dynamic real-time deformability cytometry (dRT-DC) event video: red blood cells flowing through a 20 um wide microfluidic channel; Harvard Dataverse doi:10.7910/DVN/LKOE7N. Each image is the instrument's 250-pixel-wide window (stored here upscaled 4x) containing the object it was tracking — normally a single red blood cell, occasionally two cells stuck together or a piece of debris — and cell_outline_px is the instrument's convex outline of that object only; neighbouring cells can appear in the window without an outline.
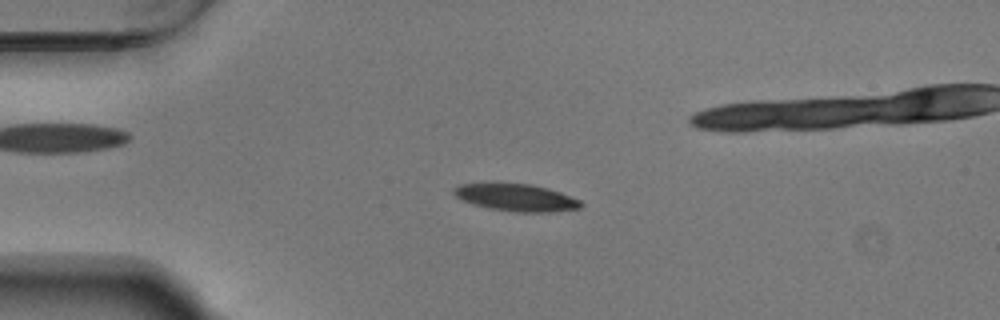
{"species": "Egyptian fruit bat (a non-hibernating species)", "species_latin": "Rousettus aegyptiacus", "temperature_condition": "warm", "stored_images_in_passage": 55, "camera_frame_rate_fps": 3000, "um_per_image_px": 0.085, "animal": {"sex": "male"}, "frame": {"image": 1, "passage_image": 13, "time_ms": 4.0, "image_size_px": [1000, 320], "cell_outline_px": [[584, 204], [580, 208], [548, 212], [516, 212], [492, 208], [476, 204], [464, 200], [456, 196], [452, 192], [452, 188], [460, 184], [484, 180], [492, 180], [532, 184], [548, 188], [560, 192], [580, 200]], "centroid_in_image_um": [43.81, 16.72], "position_along_channel_um": 41.2, "area_um2": 20.87}}
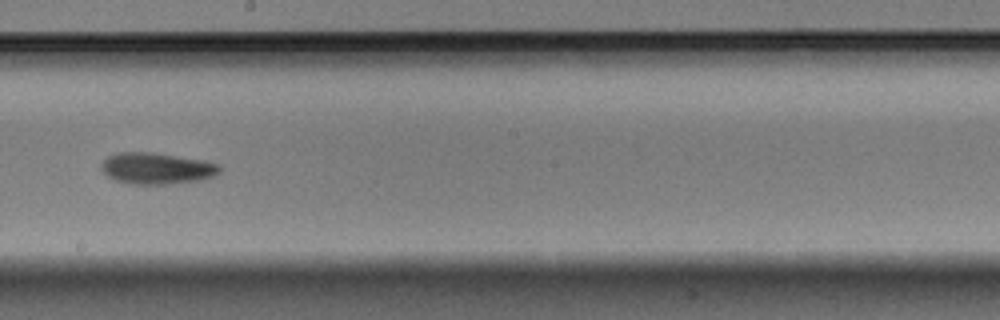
{"frame": {"image": 2, "passage_image": 31, "time_ms": 10.0, "image_size_px": [1000, 320], "cell_outline_px": [[220, 172], [216, 176], [204, 180], [168, 184], [132, 184], [116, 180], [108, 176], [100, 168], [100, 164], [108, 156], [120, 152], [152, 152], [204, 160], [216, 164], [220, 168]], "centroid_in_image_um": [13.34, 14.31], "position_along_channel_um": 234.9, "area_um2": 21.73}}
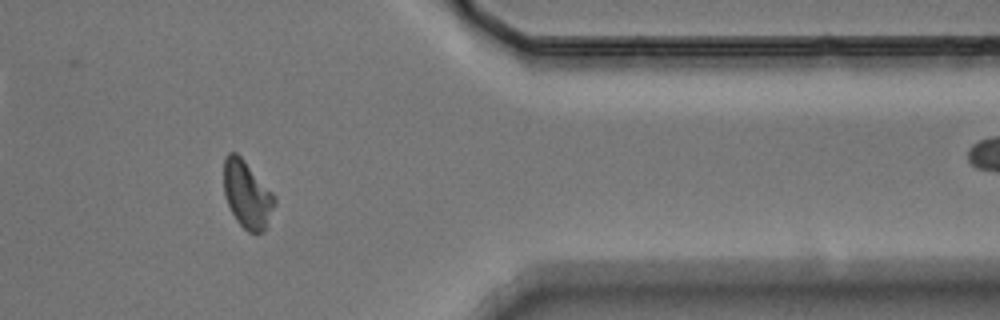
{"frame": {"image": 3, "passage_image": 45, "time_ms": 14.667, "image_size_px": [1000, 320], "cell_outline_px": [[276, 204], [264, 232], [256, 236], [248, 232], [236, 220], [228, 204], [224, 192], [224, 160], [228, 152], [236, 152], [244, 160], [276, 196]], "centroid_in_image_um": [21.03, 16.57], "position_along_channel_um": 390.4, "area_um2": 20.06}, "authors_computed_cell_mechanics": {"area_um2": 19.7676, "velocity_mm_per_s": 3.7113, "shape_relaxation_time_tau1_ms": 3.134, "shape_relaxation_time_tau2_ms": null, "deformation_change_tau1": 0.136, "deformation_change_tau2": null}}